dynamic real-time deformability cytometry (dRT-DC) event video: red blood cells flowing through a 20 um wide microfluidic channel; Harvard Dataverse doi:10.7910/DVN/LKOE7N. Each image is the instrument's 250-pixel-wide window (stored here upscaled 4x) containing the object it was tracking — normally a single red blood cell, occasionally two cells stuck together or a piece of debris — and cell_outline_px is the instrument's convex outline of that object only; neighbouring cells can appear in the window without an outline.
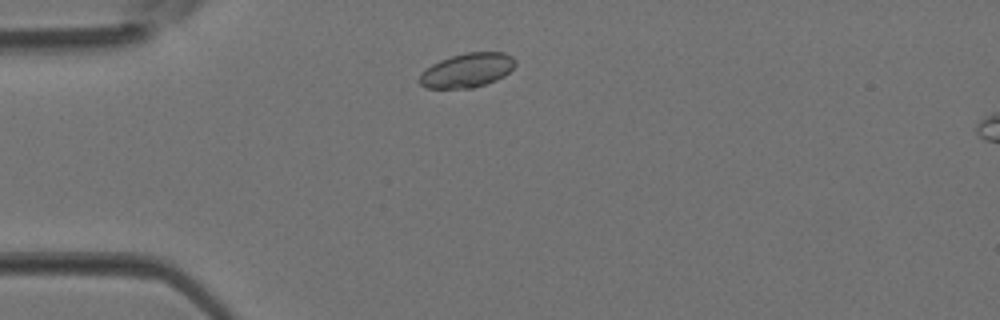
{"species": "Egyptian fruit bat (a non-hibernating species)", "species_latin": "Rousettus aegyptiacus", "temperature_condition": "room temperature", "stored_images_in_passage": 2, "camera_frame_rate_fps": 3000, "um_per_image_px": 0.085, "animal": {"sex": "female"}, "frame": {"image": 1, "passage_image": 1, "time_ms": 0.0, "image_size_px": [1000, 320], "cell_outline_px": [[516, 64], [504, 76], [496, 80], [472, 88], [424, 88], [420, 84], [420, 72], [432, 64], [440, 60], [452, 56], [468, 52], [504, 52], [512, 56], [516, 60]], "centroid_in_image_um": [39.7, 5.97], "position_along_channel_um": 45.3, "area_um2": 19.07}}